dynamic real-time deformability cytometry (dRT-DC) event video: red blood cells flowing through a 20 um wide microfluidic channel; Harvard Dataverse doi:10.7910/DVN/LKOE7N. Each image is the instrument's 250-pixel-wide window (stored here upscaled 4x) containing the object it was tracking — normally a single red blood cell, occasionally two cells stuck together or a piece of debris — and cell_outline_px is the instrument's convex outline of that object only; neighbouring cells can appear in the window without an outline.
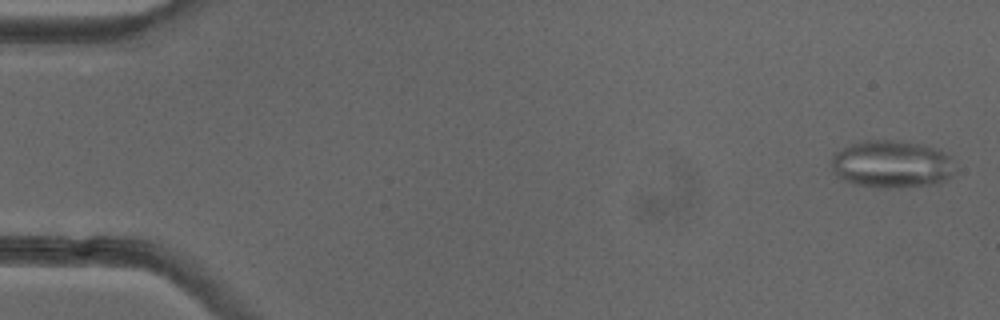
{"species": "common noctule bat (a hibernating species)", "species_latin": "Nyctalus noctula", "temperature_condition": "cold", "stored_images_in_passage": 52, "camera_frame_rate_fps": 3000, "um_per_image_px": 0.085, "animal": {"sex": "female"}, "frame": {"image": 1, "passage_image": 2, "time_ms": 0.333, "image_size_px": [1000, 320], "cell_outline_px": [[952, 176], [948, 180], [936, 184], [888, 188], [876, 188], [856, 184], [844, 180], [836, 176], [832, 172], [832, 156], [836, 152], [860, 140], [900, 140], [920, 144], [936, 148], [944, 152], [948, 156], [952, 172]], "centroid_in_image_um": [75.75, 13.96], "position_along_channel_um": 9.2, "area_um2": 34.22}}
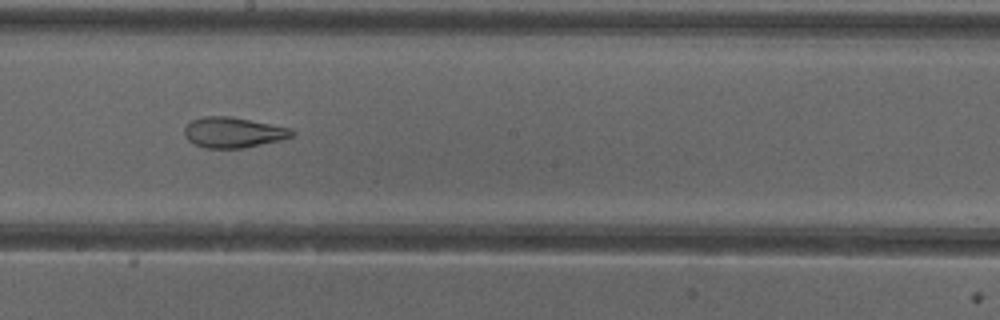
{"frame": {"image": 2, "passage_image": 29, "time_ms": 9.333, "image_size_px": [1000, 320], "cell_outline_px": [[296, 132], [292, 136], [280, 140], [244, 148], [204, 148], [188, 140], [184, 136], [184, 128], [192, 120], [204, 116], [228, 116], [292, 128]], "centroid_in_image_um": [19.82, 11.26], "position_along_channel_um": 228.4, "area_um2": 19.02}}
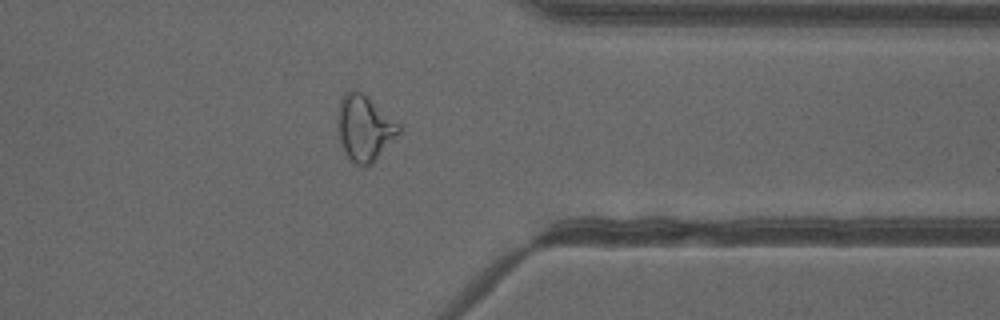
{"frame": {"image": 3, "passage_image": 41, "time_ms": 13.333, "image_size_px": [1000, 320], "cell_outline_px": [[400, 136], [368, 168], [364, 168], [356, 164], [348, 156], [340, 140], [340, 100], [352, 88], [356, 88], [364, 92], [400, 124]], "centroid_in_image_um": [31.07, 10.9], "position_along_channel_um": 380.3, "area_um2": 23.41}, "authors_computed_cell_mechanics": {"area_um2": 25.8366, "velocity_mm_per_s": 3.9976, "shape_relaxation_time_tau1_ms": null, "shape_relaxation_time_tau2_ms": 1.9441, "deformation_change_tau1": null, "deformation_change_tau2": 0.1063}}